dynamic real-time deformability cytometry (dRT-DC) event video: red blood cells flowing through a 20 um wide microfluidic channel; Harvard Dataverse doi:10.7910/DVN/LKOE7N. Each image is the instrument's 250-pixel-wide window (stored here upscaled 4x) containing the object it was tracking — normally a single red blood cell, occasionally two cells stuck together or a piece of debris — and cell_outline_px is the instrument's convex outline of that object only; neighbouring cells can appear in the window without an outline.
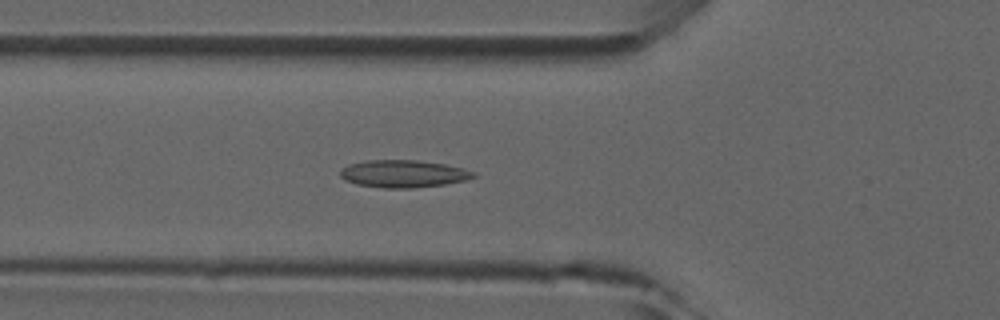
{"species": "common noctule bat (a hibernating species)", "species_latin": "Nyctalus noctula", "temperature_condition": "room temperature", "stored_images_in_passage": 43, "camera_frame_rate_fps": 3000, "um_per_image_px": 0.085, "animal": {"sex": "male", "forearm_length_mm": 52.5}, "frame": {"image": 1, "passage_image": 17, "time_ms": 5.333, "image_size_px": [1000, 320], "cell_outline_px": [[476, 176], [464, 180], [444, 184], [412, 188], [384, 188], [356, 184], [344, 180], [340, 176], [340, 168], [348, 164], [368, 160], [416, 160], [444, 164], [476, 172]], "centroid_in_image_um": [34.22, 14.77], "position_along_channel_um": 91.6, "area_um2": 21.21}}